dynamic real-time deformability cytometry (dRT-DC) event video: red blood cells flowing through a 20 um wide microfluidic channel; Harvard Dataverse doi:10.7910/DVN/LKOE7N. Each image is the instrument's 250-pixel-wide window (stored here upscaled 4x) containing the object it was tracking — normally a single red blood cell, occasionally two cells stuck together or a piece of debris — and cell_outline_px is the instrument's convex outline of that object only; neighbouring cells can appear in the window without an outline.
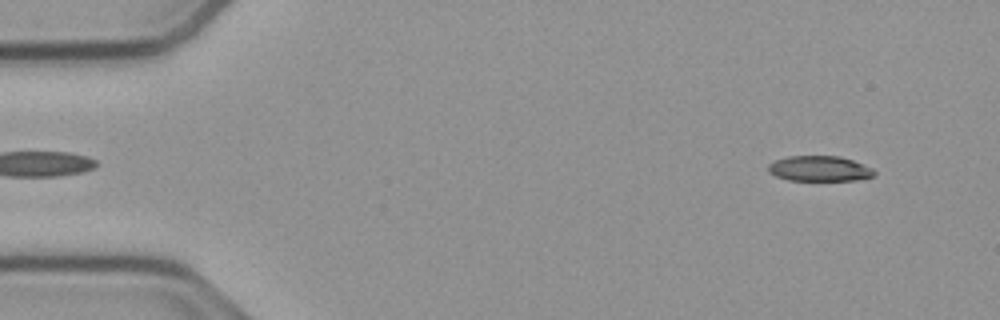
{"species": "common noctule bat (a hibernating species)", "species_latin": "Nyctalus noctula", "temperature_condition": "cold", "stored_images_in_passage": 54, "camera_frame_rate_fps": 3000, "um_per_image_px": 0.085, "animal": {"sex": "male", "body_mass_g": 23.1, "forearm_length_mm": 52.7}, "frame": {"image": 1, "passage_image": 4, "time_ms": 1.0, "image_size_px": [1000, 320], "cell_outline_px": [[876, 172], [872, 176], [856, 180], [788, 180], [776, 176], [768, 172], [768, 164], [776, 160], [788, 156], [840, 156], [852, 160], [872, 168]], "centroid_in_image_um": [69.63, 14.33], "position_along_channel_um": 15.4, "area_um2": 15.55}}
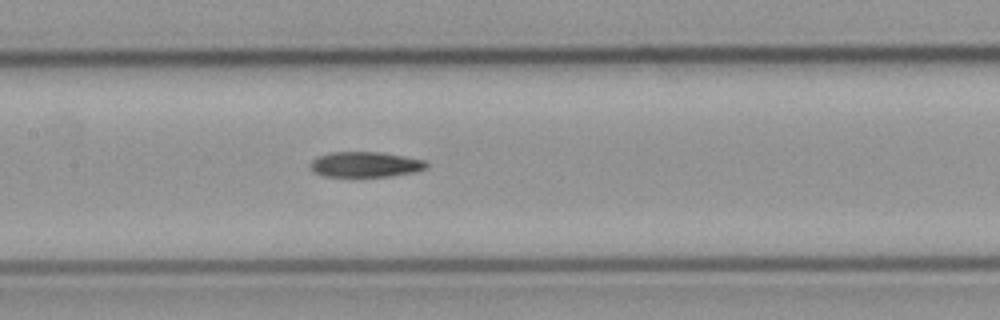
{"frame": {"image": 2, "passage_image": 25, "time_ms": 8.0, "image_size_px": [1000, 320], "cell_outline_px": [[428, 168], [416, 172], [392, 176], [324, 176], [316, 172], [312, 168], [312, 160], [320, 156], [332, 152], [380, 152], [404, 156], [424, 160], [428, 164]], "centroid_in_image_um": [31.14, 13.98], "position_along_channel_um": 176.3, "area_um2": 16.94}}
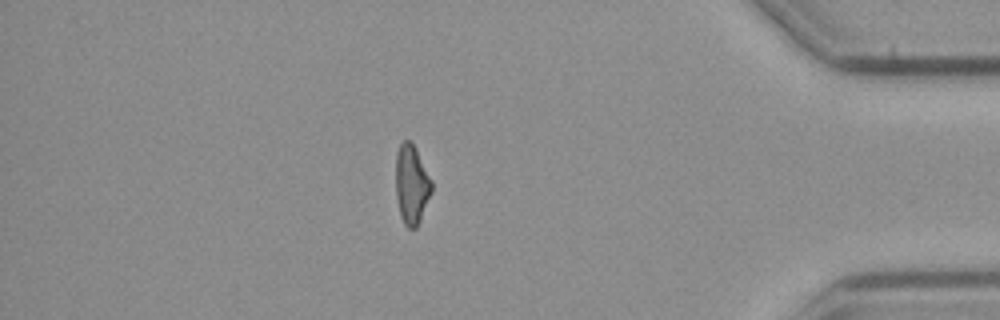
{"frame": {"image": 3, "passage_image": 46, "time_ms": 15.0, "image_size_px": [1000, 320], "cell_outline_px": [[432, 192], [420, 220], [416, 228], [408, 228], [404, 224], [400, 216], [396, 196], [396, 152], [400, 144], [404, 140], [408, 140], [412, 144], [432, 180]], "centroid_in_image_um": [34.97, 15.71], "position_along_channel_um": 400.2, "area_um2": 16.42}}